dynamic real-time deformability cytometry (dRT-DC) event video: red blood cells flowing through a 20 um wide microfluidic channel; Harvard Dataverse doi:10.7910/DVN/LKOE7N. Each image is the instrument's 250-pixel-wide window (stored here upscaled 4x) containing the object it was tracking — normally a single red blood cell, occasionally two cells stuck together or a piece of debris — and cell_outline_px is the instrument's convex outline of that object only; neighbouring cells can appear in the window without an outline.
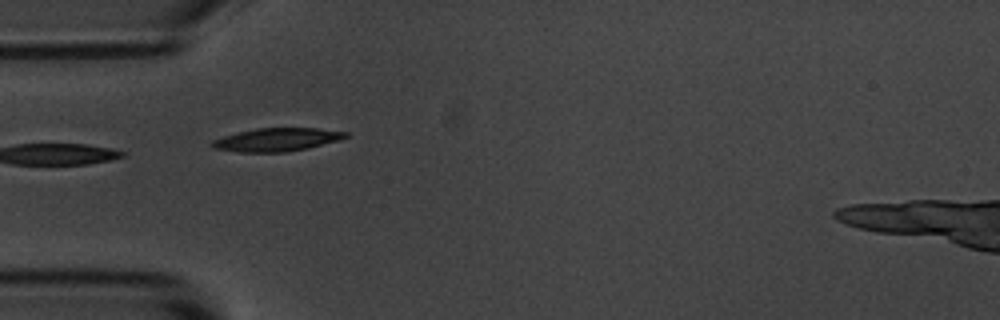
{"species": "common noctule bat (a hibernating species)", "species_latin": "Nyctalus noctula", "temperature_condition": "room temperature", "stored_images_in_passage": 8, "camera_frame_rate_fps": 3000, "um_per_image_px": 0.085, "animal": {"sex": "male", "body_mass_g": 20.1, "forearm_length_mm": 53.5}, "frame": {"image": 1, "passage_image": 6, "time_ms": 5.667, "image_size_px": [1000, 320], "cell_outline_px": [[348, 136], [336, 140], [308, 148], [284, 152], [240, 152], [212, 148], [208, 144], [212, 140], [236, 132], [256, 128], [316, 128], [348, 132]], "centroid_in_image_um": [23.45, 11.87], "position_along_channel_um": 61.5, "area_um2": 17.98}}
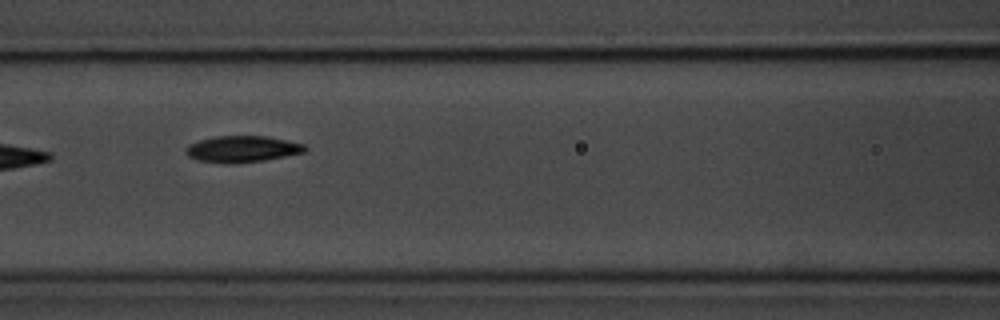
{"frame": {"image": 2, "passage_image": 8, "time_ms": 8.0, "image_size_px": [1000, 320], "cell_outline_px": [[308, 148], [304, 152], [264, 160], [232, 164], [224, 164], [196, 160], [188, 156], [184, 148], [188, 144], [212, 136], [268, 136], [304, 144]], "centroid_in_image_um": [20.54, 12.67], "position_along_channel_um": 146.1, "area_um2": 18.5}}